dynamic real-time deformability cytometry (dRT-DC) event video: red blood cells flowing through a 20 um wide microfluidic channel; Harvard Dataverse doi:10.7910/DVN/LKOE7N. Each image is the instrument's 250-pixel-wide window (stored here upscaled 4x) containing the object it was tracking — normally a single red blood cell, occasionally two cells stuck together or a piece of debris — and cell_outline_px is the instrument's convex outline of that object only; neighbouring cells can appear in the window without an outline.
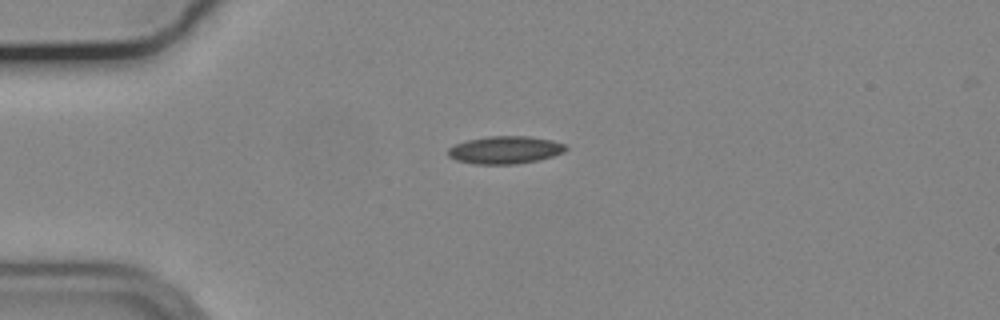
{"species": "common noctule bat (a hibernating species)", "species_latin": "Nyctalus noctula", "temperature_condition": "cold", "stored_images_in_passage": 43, "camera_frame_rate_fps": 3000, "um_per_image_px": 0.085, "animal": {"sex": "male", "body_mass_g": 19.2, "forearm_length_mm": 51.8}, "frame": {"image": 1, "passage_image": 1, "time_ms": 0.0, "image_size_px": [1000, 320], "cell_outline_px": [[568, 148], [564, 152], [552, 156], [536, 160], [516, 164], [476, 164], [456, 160], [448, 156], [448, 148], [456, 144], [468, 140], [488, 136], [528, 136], [552, 140], [564, 144]], "centroid_in_image_um": [42.93, 12.74], "position_along_channel_um": 42.1, "area_um2": 18.84}}
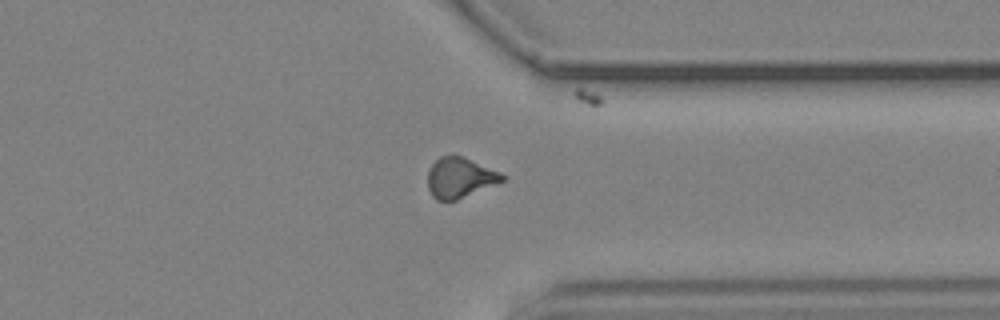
{"frame": {"image": 2, "passage_image": 30, "time_ms": 9.667, "image_size_px": [1000, 320], "cell_outline_px": [[508, 176], [504, 180], [456, 200], [436, 200], [432, 196], [428, 188], [428, 172], [432, 164], [440, 156], [452, 152], [464, 156], [500, 172]], "centroid_in_image_um": [39.08, 15.06], "position_along_channel_um": 372.3, "area_um2": 17.69}}
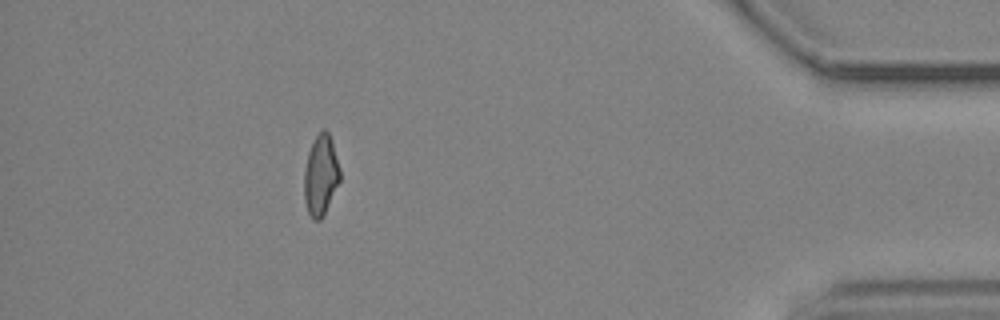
{"frame": {"image": 3, "passage_image": 37, "time_ms": 12.0, "image_size_px": [1000, 320], "cell_outline_px": [[340, 180], [324, 216], [320, 220], [312, 220], [308, 212], [304, 200], [304, 168], [308, 152], [316, 136], [324, 128], [328, 132], [332, 140], [340, 168]], "centroid_in_image_um": [27.26, 14.92], "position_along_channel_um": 407.9, "area_um2": 16.94}, "authors_computed_cell_mechanics": {"area_um2": 17.5134, "velocity_mm_per_s": 3.7033, "shape_relaxation_time_tau1_ms": null, "shape_relaxation_time_tau2_ms": 4.4743, "deformation_change_tau1": null, "deformation_change_tau2": 0.1141}}